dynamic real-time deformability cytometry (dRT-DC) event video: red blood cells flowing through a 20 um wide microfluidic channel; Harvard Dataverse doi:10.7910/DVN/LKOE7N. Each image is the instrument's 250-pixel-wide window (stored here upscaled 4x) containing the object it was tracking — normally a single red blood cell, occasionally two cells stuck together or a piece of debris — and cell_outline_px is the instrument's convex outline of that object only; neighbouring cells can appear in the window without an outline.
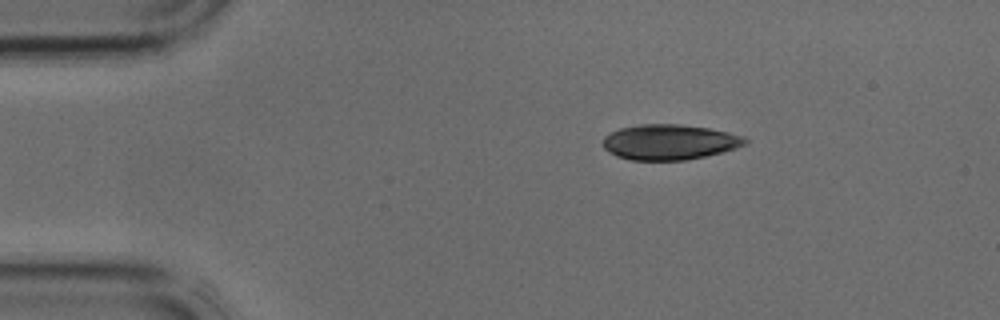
{"species": "common noctule bat (a hibernating species)", "species_latin": "Nyctalus noctula", "temperature_condition": "cold", "stored_images_in_passage": 5, "segment_of_instrument_passage": [1, 2], "camera_frame_rate_fps": 3000, "um_per_image_px": 0.085, "animal": {"sex": "male", "body_mass_g": 17.9, "forearm_length_mm": 54.2}, "frame": {"image": 1, "passage_image": 1, "time_ms": 0.0, "image_size_px": [1000, 320], "cell_outline_px": [[748, 144], [724, 152], [684, 160], [632, 160], [616, 156], [608, 152], [600, 144], [604, 136], [620, 128], [640, 124], [680, 124], [708, 128], [728, 132], [744, 136], [748, 140]], "centroid_in_image_um": [56.9, 12.07], "position_along_channel_um": 28.1, "area_um2": 29.48}}